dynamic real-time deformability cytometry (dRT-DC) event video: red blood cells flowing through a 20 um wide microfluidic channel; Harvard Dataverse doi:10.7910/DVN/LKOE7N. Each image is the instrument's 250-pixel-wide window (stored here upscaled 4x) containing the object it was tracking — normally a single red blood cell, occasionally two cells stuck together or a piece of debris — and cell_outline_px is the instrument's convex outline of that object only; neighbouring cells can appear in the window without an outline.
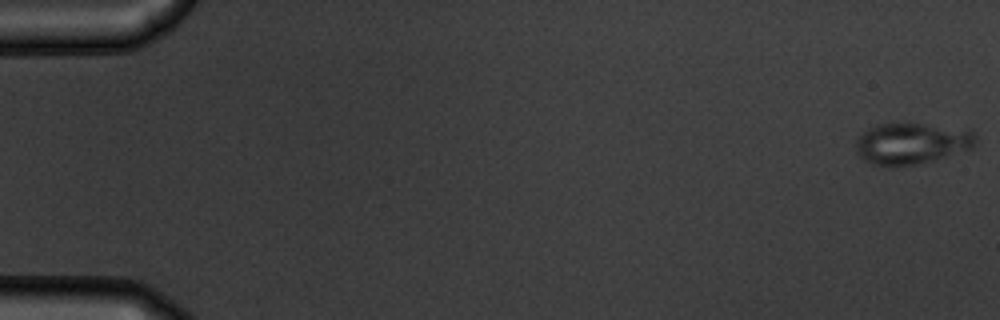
{"species": "common noctule bat (a hibernating species)", "species_latin": "Nyctalus noctula", "temperature_condition": "warm", "stored_images_in_passage": 46, "camera_frame_rate_fps": 3000, "um_per_image_px": 0.085, "animal": {"sex": "male", "body_mass_g": 19.5, "forearm_length_mm": 54.6}, "frame": {"image": 1, "passage_image": 1, "time_ms": 0.0, "image_size_px": [1000, 320], "cell_outline_px": [[976, 144], [972, 148], [932, 160], [916, 164], [872, 164], [864, 160], [856, 152], [856, 140], [868, 128], [876, 124], [920, 124], [972, 128], [976, 132]], "centroid_in_image_um": [77.56, 12.15], "position_along_channel_um": 7.4, "area_um2": 28.55}}
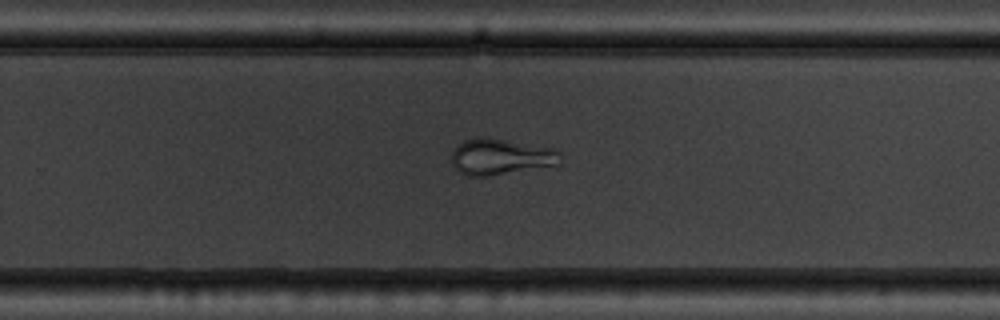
{"frame": {"image": 2, "passage_image": 36, "time_ms": 11.667, "image_size_px": [1000, 320], "cell_outline_px": [[560, 164], [484, 176], [468, 176], [460, 172], [452, 164], [452, 152], [464, 140], [476, 136], [488, 136], [556, 148], [560, 152]], "centroid_in_image_um": [42.57, 13.28], "position_along_channel_um": 287.2, "area_um2": 22.95}}
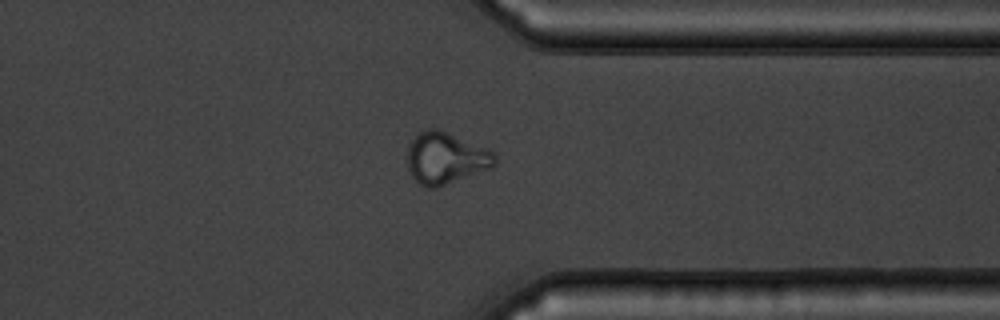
{"frame": {"image": 3, "passage_image": 43, "time_ms": 14.0, "image_size_px": [1000, 320], "cell_outline_px": [[496, 164], [492, 168], [436, 188], [428, 188], [420, 184], [408, 172], [408, 144], [420, 132], [428, 128], [436, 128], [488, 148], [496, 152]], "centroid_in_image_um": [37.91, 13.45], "position_along_channel_um": 373.5, "area_um2": 26.47}, "authors_computed_cell_mechanics": {"area_um2": 26.4435, "velocity_mm_per_s": 3.7644, "shape_relaxation_time_tau1_ms": null, "shape_relaxation_time_tau2_ms": 0.9074, "deformation_change_tau1": null, "deformation_change_tau2": 0.0582}}